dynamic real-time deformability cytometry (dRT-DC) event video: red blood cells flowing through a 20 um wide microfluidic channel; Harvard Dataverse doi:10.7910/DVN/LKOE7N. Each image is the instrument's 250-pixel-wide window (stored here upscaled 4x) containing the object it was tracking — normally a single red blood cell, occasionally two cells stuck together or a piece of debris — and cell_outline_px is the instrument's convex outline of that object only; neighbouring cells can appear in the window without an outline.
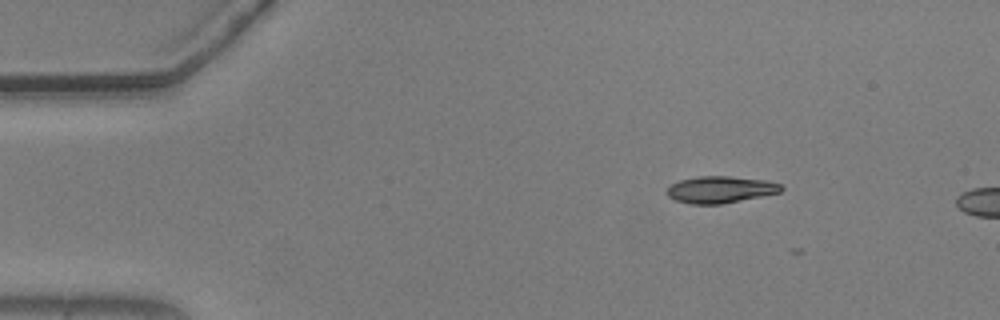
{"species": "common noctule bat (a hibernating species)", "species_latin": "Nyctalus noctula", "temperature_condition": "warm", "stored_images_in_passage": 2, "camera_frame_rate_fps": 3000, "um_per_image_px": 0.085, "animal": {"sex": "male", "body_mass_g": 20.5, "forearm_length_mm": 52.5}, "frame": {"image": 1, "passage_image": 1, "time_ms": 0.0, "image_size_px": [1000, 320], "cell_outline_px": [[784, 188], [780, 192], [720, 204], [692, 204], [676, 200], [668, 196], [664, 192], [672, 184], [680, 180], [696, 176], [728, 176], [768, 180], [780, 184]], "centroid_in_image_um": [61.21, 16.1], "position_along_channel_um": 23.8, "area_um2": 17.74}}